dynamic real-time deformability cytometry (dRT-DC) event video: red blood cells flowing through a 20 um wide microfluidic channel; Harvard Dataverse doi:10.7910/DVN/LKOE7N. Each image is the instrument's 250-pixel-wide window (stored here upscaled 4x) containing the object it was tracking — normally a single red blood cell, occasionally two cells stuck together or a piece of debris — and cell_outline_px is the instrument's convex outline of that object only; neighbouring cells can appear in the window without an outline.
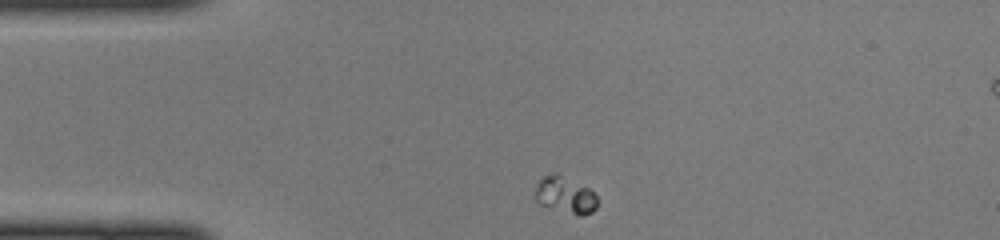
{"species": "common noctule bat (a hibernating species)", "species_latin": "Nyctalus noctula", "temperature_condition": "cold", "stored_images_in_passage": 38, "camera_frame_rate_fps": 3000, "um_per_image_px": 0.085, "animal": {"sex": "female", "body_mass_g": 22.0, "forearm_length_mm": 56.7}, "frame": {"image": 1, "passage_image": 1, "time_ms": 0.0, "image_size_px": [1000, 240], "cell_outline_px": [[596, 208], [592, 212], [580, 216], [576, 216], [540, 204], [536, 200], [536, 188], [540, 180], [544, 176], [556, 172], [588, 188], [596, 196]], "centroid_in_image_um": [48.05, 16.59], "position_along_channel_um": 37.0, "area_um2": 13.06}}
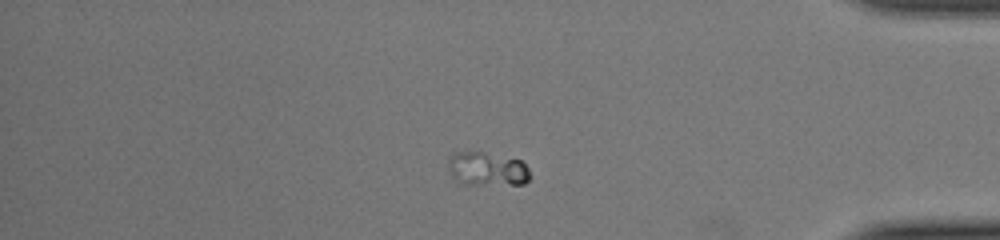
{"frame": {"image": 2, "passage_image": 31, "time_ms": 10.0, "image_size_px": [1000, 240], "cell_outline_px": [[528, 180], [524, 184], [460, 184], [452, 176], [448, 168], [448, 164], [452, 156], [456, 152], [468, 148], [520, 160], [528, 168]], "centroid_in_image_um": [41.36, 14.33], "position_along_channel_um": 393.8, "area_um2": 16.3}}
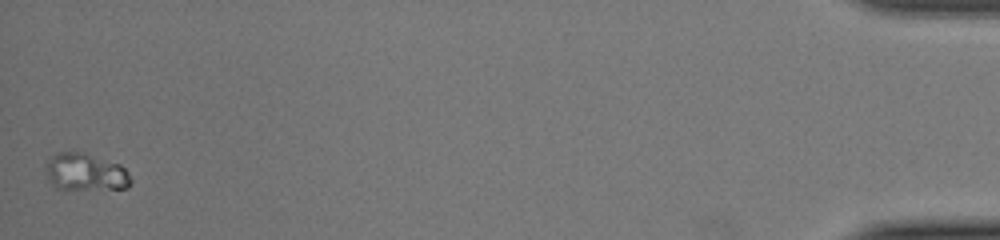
{"frame": {"image": 3, "passage_image": 38, "time_ms": 12.333, "image_size_px": [1000, 240], "cell_outline_px": [[132, 180], [128, 188], [56, 188], [48, 180], [48, 160], [56, 152], [80, 152], [120, 164], [128, 172]], "centroid_in_image_um": [7.29, 14.62], "position_along_channel_um": 427.9, "area_um2": 17.92}}